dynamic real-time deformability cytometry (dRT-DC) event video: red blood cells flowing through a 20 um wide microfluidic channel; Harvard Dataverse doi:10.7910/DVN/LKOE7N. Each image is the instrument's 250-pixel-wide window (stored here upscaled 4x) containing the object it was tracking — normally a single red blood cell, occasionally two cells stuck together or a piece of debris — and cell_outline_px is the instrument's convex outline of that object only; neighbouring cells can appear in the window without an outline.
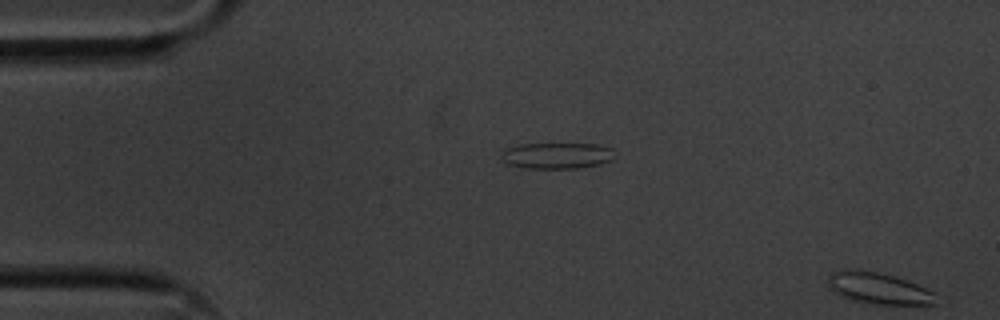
{"species": "common noctule bat (a hibernating species)", "species_latin": "Nyctalus noctula", "temperature_condition": "cold", "stored_images_in_passage": 41, "camera_frame_rate_fps": 3000, "um_per_image_px": 0.085, "animal": {"sex": "male", "body_mass_g": 20.1, "forearm_length_mm": 53.5}, "frame": {"image": 1, "passage_image": 1, "time_ms": 0.0, "image_size_px": [1000, 320], "cell_outline_px": [[936, 304], [872, 304], [852, 300], [840, 296], [832, 292], [828, 284], [828, 276], [832, 272], [876, 272], [908, 280], [932, 292]], "centroid_in_image_um": [74.66, 24.55], "position_along_channel_um": 10.3, "area_um2": 18.96}}
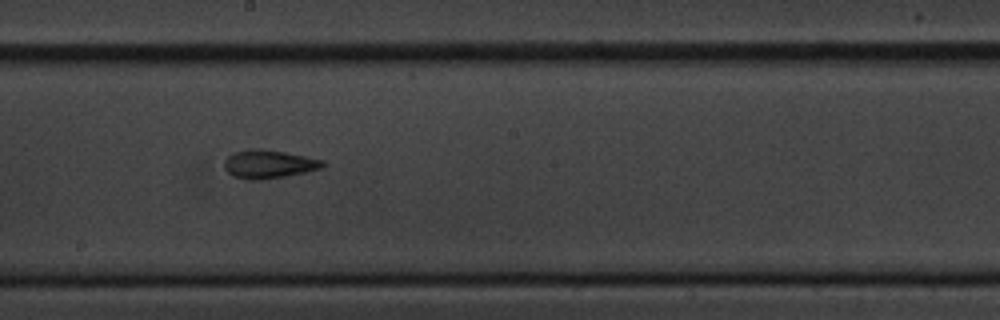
{"frame": {"image": 2, "passage_image": 19, "time_ms": 6.0, "image_size_px": [1000, 320], "cell_outline_px": [[324, 168], [284, 176], [260, 180], [248, 180], [232, 176], [224, 168], [224, 160], [232, 152], [248, 148], [260, 148], [284, 152], [324, 160]], "centroid_in_image_um": [22.8, 13.94], "position_along_channel_um": 225.4, "area_um2": 16.42}}
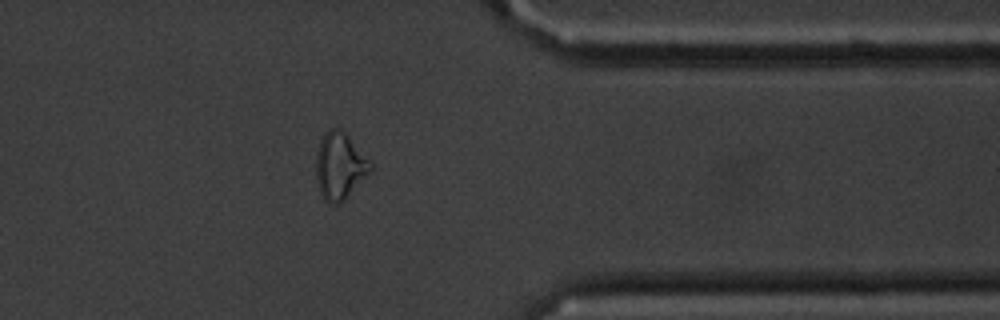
{"frame": {"image": 3, "passage_image": 33, "time_ms": 10.667, "image_size_px": [1000, 320], "cell_outline_px": [[376, 168], [344, 200], [336, 204], [332, 204], [324, 200], [320, 192], [316, 180], [316, 152], [320, 140], [324, 132], [328, 128], [340, 128], [348, 136]], "centroid_in_image_um": [28.88, 14.11], "position_along_channel_um": 382.5, "area_um2": 21.44}}